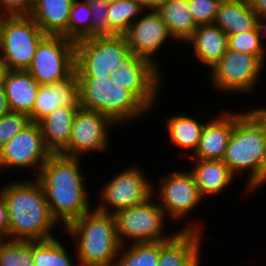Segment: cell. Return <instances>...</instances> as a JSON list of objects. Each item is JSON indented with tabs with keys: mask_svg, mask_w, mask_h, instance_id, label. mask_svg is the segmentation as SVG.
Segmentation results:
<instances>
[{
	"mask_svg": "<svg viewBox=\"0 0 266 266\" xmlns=\"http://www.w3.org/2000/svg\"><path fill=\"white\" fill-rule=\"evenodd\" d=\"M83 158L52 154L36 179L41 184L52 216L60 228L91 211L88 186L83 174ZM61 223V225H60Z\"/></svg>",
	"mask_w": 266,
	"mask_h": 266,
	"instance_id": "obj_1",
	"label": "cell"
},
{
	"mask_svg": "<svg viewBox=\"0 0 266 266\" xmlns=\"http://www.w3.org/2000/svg\"><path fill=\"white\" fill-rule=\"evenodd\" d=\"M15 180L0 186L9 214L8 238L41 241L57 237L53 232L59 223L52 216L39 181L34 177Z\"/></svg>",
	"mask_w": 266,
	"mask_h": 266,
	"instance_id": "obj_2",
	"label": "cell"
},
{
	"mask_svg": "<svg viewBox=\"0 0 266 266\" xmlns=\"http://www.w3.org/2000/svg\"><path fill=\"white\" fill-rule=\"evenodd\" d=\"M247 109L234 111L233 132L222 161L235 177L247 174L243 191L249 196L259 191V169L266 148V106Z\"/></svg>",
	"mask_w": 266,
	"mask_h": 266,
	"instance_id": "obj_3",
	"label": "cell"
},
{
	"mask_svg": "<svg viewBox=\"0 0 266 266\" xmlns=\"http://www.w3.org/2000/svg\"><path fill=\"white\" fill-rule=\"evenodd\" d=\"M62 230L74 239L79 266H115L121 244L112 214L93 207Z\"/></svg>",
	"mask_w": 266,
	"mask_h": 266,
	"instance_id": "obj_4",
	"label": "cell"
},
{
	"mask_svg": "<svg viewBox=\"0 0 266 266\" xmlns=\"http://www.w3.org/2000/svg\"><path fill=\"white\" fill-rule=\"evenodd\" d=\"M77 79L80 107L98 111L116 125L130 124L151 112L132 91L112 83L111 76Z\"/></svg>",
	"mask_w": 266,
	"mask_h": 266,
	"instance_id": "obj_5",
	"label": "cell"
},
{
	"mask_svg": "<svg viewBox=\"0 0 266 266\" xmlns=\"http://www.w3.org/2000/svg\"><path fill=\"white\" fill-rule=\"evenodd\" d=\"M161 176L157 184L152 183V196L163 209L167 219L176 223H180L181 220L183 223V219H187V221L185 220L187 223H183L180 230L203 232V222L199 223L197 219H194L196 220L194 222L193 219L187 218L197 209L196 207L199 209L203 200L205 201L190 171L177 168L175 171Z\"/></svg>",
	"mask_w": 266,
	"mask_h": 266,
	"instance_id": "obj_6",
	"label": "cell"
},
{
	"mask_svg": "<svg viewBox=\"0 0 266 266\" xmlns=\"http://www.w3.org/2000/svg\"><path fill=\"white\" fill-rule=\"evenodd\" d=\"M266 63L255 55L226 50L224 56L209 70V86L224 95H252L257 91ZM255 90V91H254Z\"/></svg>",
	"mask_w": 266,
	"mask_h": 266,
	"instance_id": "obj_7",
	"label": "cell"
},
{
	"mask_svg": "<svg viewBox=\"0 0 266 266\" xmlns=\"http://www.w3.org/2000/svg\"><path fill=\"white\" fill-rule=\"evenodd\" d=\"M46 36L29 15L0 16V60L8 70H27Z\"/></svg>",
	"mask_w": 266,
	"mask_h": 266,
	"instance_id": "obj_8",
	"label": "cell"
},
{
	"mask_svg": "<svg viewBox=\"0 0 266 266\" xmlns=\"http://www.w3.org/2000/svg\"><path fill=\"white\" fill-rule=\"evenodd\" d=\"M117 238L121 246L131 243L169 240L175 233H168L169 221L163 209L151 196L140 206L130 207L113 214ZM166 228V229H165Z\"/></svg>",
	"mask_w": 266,
	"mask_h": 266,
	"instance_id": "obj_9",
	"label": "cell"
},
{
	"mask_svg": "<svg viewBox=\"0 0 266 266\" xmlns=\"http://www.w3.org/2000/svg\"><path fill=\"white\" fill-rule=\"evenodd\" d=\"M129 52L124 35L95 36L75 43V74L77 77L111 76L123 64Z\"/></svg>",
	"mask_w": 266,
	"mask_h": 266,
	"instance_id": "obj_10",
	"label": "cell"
},
{
	"mask_svg": "<svg viewBox=\"0 0 266 266\" xmlns=\"http://www.w3.org/2000/svg\"><path fill=\"white\" fill-rule=\"evenodd\" d=\"M150 181L141 167L131 164L101 184L97 195L99 203L94 208L113 215L120 210L140 206L152 196Z\"/></svg>",
	"mask_w": 266,
	"mask_h": 266,
	"instance_id": "obj_11",
	"label": "cell"
},
{
	"mask_svg": "<svg viewBox=\"0 0 266 266\" xmlns=\"http://www.w3.org/2000/svg\"><path fill=\"white\" fill-rule=\"evenodd\" d=\"M116 125L108 116L98 111L79 107L75 114L68 145L59 153L66 157L85 158L91 153L109 150L110 132ZM108 149V150H107Z\"/></svg>",
	"mask_w": 266,
	"mask_h": 266,
	"instance_id": "obj_12",
	"label": "cell"
},
{
	"mask_svg": "<svg viewBox=\"0 0 266 266\" xmlns=\"http://www.w3.org/2000/svg\"><path fill=\"white\" fill-rule=\"evenodd\" d=\"M27 71L40 85L68 78L75 71V42L61 35H46Z\"/></svg>",
	"mask_w": 266,
	"mask_h": 266,
	"instance_id": "obj_13",
	"label": "cell"
},
{
	"mask_svg": "<svg viewBox=\"0 0 266 266\" xmlns=\"http://www.w3.org/2000/svg\"><path fill=\"white\" fill-rule=\"evenodd\" d=\"M163 76L164 71L131 51L123 57V64L111 71L112 83L132 91L150 110H153L152 112L162 98L161 88L165 86Z\"/></svg>",
	"mask_w": 266,
	"mask_h": 266,
	"instance_id": "obj_14",
	"label": "cell"
},
{
	"mask_svg": "<svg viewBox=\"0 0 266 266\" xmlns=\"http://www.w3.org/2000/svg\"><path fill=\"white\" fill-rule=\"evenodd\" d=\"M52 152L46 147L39 123L31 122L0 148V173L18 169L40 172Z\"/></svg>",
	"mask_w": 266,
	"mask_h": 266,
	"instance_id": "obj_15",
	"label": "cell"
},
{
	"mask_svg": "<svg viewBox=\"0 0 266 266\" xmlns=\"http://www.w3.org/2000/svg\"><path fill=\"white\" fill-rule=\"evenodd\" d=\"M123 34L127 40L129 51L136 56L151 61L161 71V62L157 59V51L168 44L169 39L175 41L167 28L166 23L162 20L156 10H145ZM168 40V42H167Z\"/></svg>",
	"mask_w": 266,
	"mask_h": 266,
	"instance_id": "obj_16",
	"label": "cell"
},
{
	"mask_svg": "<svg viewBox=\"0 0 266 266\" xmlns=\"http://www.w3.org/2000/svg\"><path fill=\"white\" fill-rule=\"evenodd\" d=\"M201 138L190 159L222 160L234 126V111L222 110L216 116L204 120Z\"/></svg>",
	"mask_w": 266,
	"mask_h": 266,
	"instance_id": "obj_17",
	"label": "cell"
},
{
	"mask_svg": "<svg viewBox=\"0 0 266 266\" xmlns=\"http://www.w3.org/2000/svg\"><path fill=\"white\" fill-rule=\"evenodd\" d=\"M59 106H80L75 71L64 80L39 86L30 121L38 123Z\"/></svg>",
	"mask_w": 266,
	"mask_h": 266,
	"instance_id": "obj_18",
	"label": "cell"
},
{
	"mask_svg": "<svg viewBox=\"0 0 266 266\" xmlns=\"http://www.w3.org/2000/svg\"><path fill=\"white\" fill-rule=\"evenodd\" d=\"M190 160L194 163H191L192 166L188 170L205 200L215 198L217 195L219 197V194L234 184L233 181L236 182L237 178L222 160Z\"/></svg>",
	"mask_w": 266,
	"mask_h": 266,
	"instance_id": "obj_19",
	"label": "cell"
},
{
	"mask_svg": "<svg viewBox=\"0 0 266 266\" xmlns=\"http://www.w3.org/2000/svg\"><path fill=\"white\" fill-rule=\"evenodd\" d=\"M227 34L215 24L197 25L192 36L185 42L191 48V55L201 64L208 66L209 71L226 53ZM190 46V47H189Z\"/></svg>",
	"mask_w": 266,
	"mask_h": 266,
	"instance_id": "obj_20",
	"label": "cell"
},
{
	"mask_svg": "<svg viewBox=\"0 0 266 266\" xmlns=\"http://www.w3.org/2000/svg\"><path fill=\"white\" fill-rule=\"evenodd\" d=\"M167 241H161L158 266H185L201 250L204 232L177 230Z\"/></svg>",
	"mask_w": 266,
	"mask_h": 266,
	"instance_id": "obj_21",
	"label": "cell"
},
{
	"mask_svg": "<svg viewBox=\"0 0 266 266\" xmlns=\"http://www.w3.org/2000/svg\"><path fill=\"white\" fill-rule=\"evenodd\" d=\"M40 84L27 70H6L3 89L11 112L30 114Z\"/></svg>",
	"mask_w": 266,
	"mask_h": 266,
	"instance_id": "obj_22",
	"label": "cell"
},
{
	"mask_svg": "<svg viewBox=\"0 0 266 266\" xmlns=\"http://www.w3.org/2000/svg\"><path fill=\"white\" fill-rule=\"evenodd\" d=\"M79 107L59 106L38 122L45 145L52 154H59L68 145Z\"/></svg>",
	"mask_w": 266,
	"mask_h": 266,
	"instance_id": "obj_23",
	"label": "cell"
},
{
	"mask_svg": "<svg viewBox=\"0 0 266 266\" xmlns=\"http://www.w3.org/2000/svg\"><path fill=\"white\" fill-rule=\"evenodd\" d=\"M213 24L229 36L254 30L259 25V17L251 8L249 0H223Z\"/></svg>",
	"mask_w": 266,
	"mask_h": 266,
	"instance_id": "obj_24",
	"label": "cell"
},
{
	"mask_svg": "<svg viewBox=\"0 0 266 266\" xmlns=\"http://www.w3.org/2000/svg\"><path fill=\"white\" fill-rule=\"evenodd\" d=\"M74 0H35L29 15L46 35L68 39L69 13Z\"/></svg>",
	"mask_w": 266,
	"mask_h": 266,
	"instance_id": "obj_25",
	"label": "cell"
},
{
	"mask_svg": "<svg viewBox=\"0 0 266 266\" xmlns=\"http://www.w3.org/2000/svg\"><path fill=\"white\" fill-rule=\"evenodd\" d=\"M199 120L187 113L180 112L169 116L164 121L169 141L173 146L183 149L188 159L196 151L205 126L203 120Z\"/></svg>",
	"mask_w": 266,
	"mask_h": 266,
	"instance_id": "obj_26",
	"label": "cell"
},
{
	"mask_svg": "<svg viewBox=\"0 0 266 266\" xmlns=\"http://www.w3.org/2000/svg\"><path fill=\"white\" fill-rule=\"evenodd\" d=\"M156 11L166 23L177 46L183 47L182 45H184L183 48L188 50L185 48V42L192 36L197 27L189 10L188 0H169Z\"/></svg>",
	"mask_w": 266,
	"mask_h": 266,
	"instance_id": "obj_27",
	"label": "cell"
},
{
	"mask_svg": "<svg viewBox=\"0 0 266 266\" xmlns=\"http://www.w3.org/2000/svg\"><path fill=\"white\" fill-rule=\"evenodd\" d=\"M58 237L33 241L34 266H79L77 257L73 259L62 240Z\"/></svg>",
	"mask_w": 266,
	"mask_h": 266,
	"instance_id": "obj_28",
	"label": "cell"
},
{
	"mask_svg": "<svg viewBox=\"0 0 266 266\" xmlns=\"http://www.w3.org/2000/svg\"><path fill=\"white\" fill-rule=\"evenodd\" d=\"M161 241L131 243L120 247L115 266H158Z\"/></svg>",
	"mask_w": 266,
	"mask_h": 266,
	"instance_id": "obj_29",
	"label": "cell"
},
{
	"mask_svg": "<svg viewBox=\"0 0 266 266\" xmlns=\"http://www.w3.org/2000/svg\"><path fill=\"white\" fill-rule=\"evenodd\" d=\"M145 8L136 0H117L109 2L107 12L109 27L117 34L123 35L129 26L139 18Z\"/></svg>",
	"mask_w": 266,
	"mask_h": 266,
	"instance_id": "obj_30",
	"label": "cell"
},
{
	"mask_svg": "<svg viewBox=\"0 0 266 266\" xmlns=\"http://www.w3.org/2000/svg\"><path fill=\"white\" fill-rule=\"evenodd\" d=\"M92 17L88 0H74L68 20V39L77 42L91 37Z\"/></svg>",
	"mask_w": 266,
	"mask_h": 266,
	"instance_id": "obj_31",
	"label": "cell"
},
{
	"mask_svg": "<svg viewBox=\"0 0 266 266\" xmlns=\"http://www.w3.org/2000/svg\"><path fill=\"white\" fill-rule=\"evenodd\" d=\"M0 266H34L33 241H0Z\"/></svg>",
	"mask_w": 266,
	"mask_h": 266,
	"instance_id": "obj_32",
	"label": "cell"
},
{
	"mask_svg": "<svg viewBox=\"0 0 266 266\" xmlns=\"http://www.w3.org/2000/svg\"><path fill=\"white\" fill-rule=\"evenodd\" d=\"M228 49L259 56L266 63V44L258 25L254 30L228 36Z\"/></svg>",
	"mask_w": 266,
	"mask_h": 266,
	"instance_id": "obj_33",
	"label": "cell"
},
{
	"mask_svg": "<svg viewBox=\"0 0 266 266\" xmlns=\"http://www.w3.org/2000/svg\"><path fill=\"white\" fill-rule=\"evenodd\" d=\"M88 3L92 17L91 37L117 35L109 27L107 14L109 10V2H106L105 0H88Z\"/></svg>",
	"mask_w": 266,
	"mask_h": 266,
	"instance_id": "obj_34",
	"label": "cell"
},
{
	"mask_svg": "<svg viewBox=\"0 0 266 266\" xmlns=\"http://www.w3.org/2000/svg\"><path fill=\"white\" fill-rule=\"evenodd\" d=\"M30 123L25 113L10 112L0 117V148Z\"/></svg>",
	"mask_w": 266,
	"mask_h": 266,
	"instance_id": "obj_35",
	"label": "cell"
},
{
	"mask_svg": "<svg viewBox=\"0 0 266 266\" xmlns=\"http://www.w3.org/2000/svg\"><path fill=\"white\" fill-rule=\"evenodd\" d=\"M223 0H188L196 25L212 24Z\"/></svg>",
	"mask_w": 266,
	"mask_h": 266,
	"instance_id": "obj_36",
	"label": "cell"
},
{
	"mask_svg": "<svg viewBox=\"0 0 266 266\" xmlns=\"http://www.w3.org/2000/svg\"><path fill=\"white\" fill-rule=\"evenodd\" d=\"M35 0H0V16L30 15Z\"/></svg>",
	"mask_w": 266,
	"mask_h": 266,
	"instance_id": "obj_37",
	"label": "cell"
},
{
	"mask_svg": "<svg viewBox=\"0 0 266 266\" xmlns=\"http://www.w3.org/2000/svg\"><path fill=\"white\" fill-rule=\"evenodd\" d=\"M9 214L5 200L0 195V241L9 240L8 238Z\"/></svg>",
	"mask_w": 266,
	"mask_h": 266,
	"instance_id": "obj_38",
	"label": "cell"
},
{
	"mask_svg": "<svg viewBox=\"0 0 266 266\" xmlns=\"http://www.w3.org/2000/svg\"><path fill=\"white\" fill-rule=\"evenodd\" d=\"M249 3L259 18L266 14V0H249Z\"/></svg>",
	"mask_w": 266,
	"mask_h": 266,
	"instance_id": "obj_39",
	"label": "cell"
},
{
	"mask_svg": "<svg viewBox=\"0 0 266 266\" xmlns=\"http://www.w3.org/2000/svg\"><path fill=\"white\" fill-rule=\"evenodd\" d=\"M266 186V148L260 163L259 169V190Z\"/></svg>",
	"mask_w": 266,
	"mask_h": 266,
	"instance_id": "obj_40",
	"label": "cell"
},
{
	"mask_svg": "<svg viewBox=\"0 0 266 266\" xmlns=\"http://www.w3.org/2000/svg\"><path fill=\"white\" fill-rule=\"evenodd\" d=\"M146 10H157L161 5L168 2L169 0H136Z\"/></svg>",
	"mask_w": 266,
	"mask_h": 266,
	"instance_id": "obj_41",
	"label": "cell"
},
{
	"mask_svg": "<svg viewBox=\"0 0 266 266\" xmlns=\"http://www.w3.org/2000/svg\"><path fill=\"white\" fill-rule=\"evenodd\" d=\"M10 108L8 105L7 97L5 95L4 89H0V117L10 113Z\"/></svg>",
	"mask_w": 266,
	"mask_h": 266,
	"instance_id": "obj_42",
	"label": "cell"
},
{
	"mask_svg": "<svg viewBox=\"0 0 266 266\" xmlns=\"http://www.w3.org/2000/svg\"><path fill=\"white\" fill-rule=\"evenodd\" d=\"M202 251L201 250L188 264H186L185 266H203L202 264ZM202 264V265H201Z\"/></svg>",
	"mask_w": 266,
	"mask_h": 266,
	"instance_id": "obj_43",
	"label": "cell"
},
{
	"mask_svg": "<svg viewBox=\"0 0 266 266\" xmlns=\"http://www.w3.org/2000/svg\"><path fill=\"white\" fill-rule=\"evenodd\" d=\"M259 26L262 32L263 41L266 38V14L259 18Z\"/></svg>",
	"mask_w": 266,
	"mask_h": 266,
	"instance_id": "obj_44",
	"label": "cell"
},
{
	"mask_svg": "<svg viewBox=\"0 0 266 266\" xmlns=\"http://www.w3.org/2000/svg\"><path fill=\"white\" fill-rule=\"evenodd\" d=\"M6 67L0 60V89L3 87V78L6 73Z\"/></svg>",
	"mask_w": 266,
	"mask_h": 266,
	"instance_id": "obj_45",
	"label": "cell"
},
{
	"mask_svg": "<svg viewBox=\"0 0 266 266\" xmlns=\"http://www.w3.org/2000/svg\"><path fill=\"white\" fill-rule=\"evenodd\" d=\"M106 2H113V1H117V0H105Z\"/></svg>",
	"mask_w": 266,
	"mask_h": 266,
	"instance_id": "obj_46",
	"label": "cell"
}]
</instances>
